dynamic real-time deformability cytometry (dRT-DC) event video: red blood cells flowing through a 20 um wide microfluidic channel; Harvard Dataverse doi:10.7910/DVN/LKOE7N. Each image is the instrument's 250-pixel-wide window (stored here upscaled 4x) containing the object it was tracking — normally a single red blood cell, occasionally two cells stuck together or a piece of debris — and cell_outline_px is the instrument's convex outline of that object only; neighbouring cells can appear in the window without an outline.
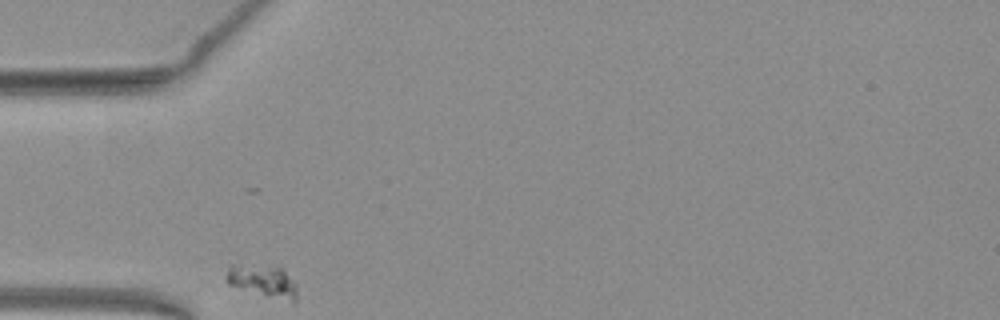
{"species": "common noctule bat (a hibernating species)", "species_latin": "Nyctalus noctula", "temperature_condition": "warm", "stored_images_in_passage": 29, "camera_frame_rate_fps": 3000, "um_per_image_px": 0.085, "animal": {"sex": "female", "body_mass_g": 19.3, "forearm_length_mm": 54.1}, "frame": {"image": 1, "passage_image": 1, "time_ms": 0.0, "image_size_px": [1000, 320], "cell_outline_px": [[296, 300], [292, 304], [240, 288], [228, 284], [224, 276], [228, 268], [232, 264], [276, 264], [296, 284]], "centroid_in_image_um": [22.33, 23.87], "position_along_channel_um": 62.7, "area_um2": 13.76}}
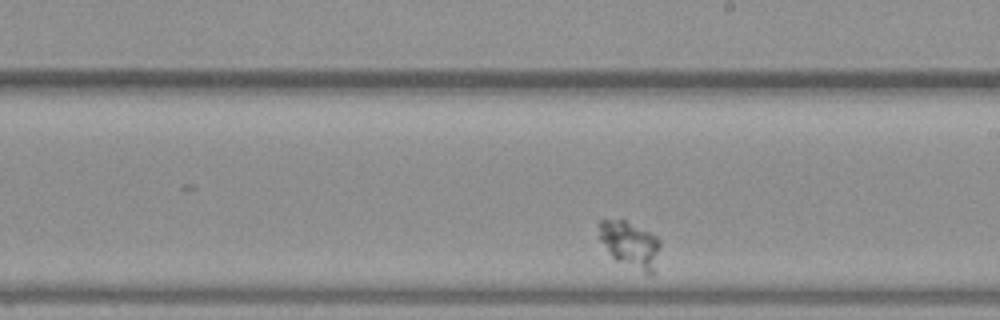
{"frame": {"image": 2, "passage_image": 17, "time_ms": 5.333, "image_size_px": [1000, 320], "cell_outline_px": [[660, 244], [656, 272], [644, 272], [616, 260], [612, 256], [600, 240], [600, 220], [604, 216], [624, 220], [656, 236], [660, 240]], "centroid_in_image_um": [53.56, 20.75], "position_along_channel_um": 235.4, "area_um2": 16.42}}
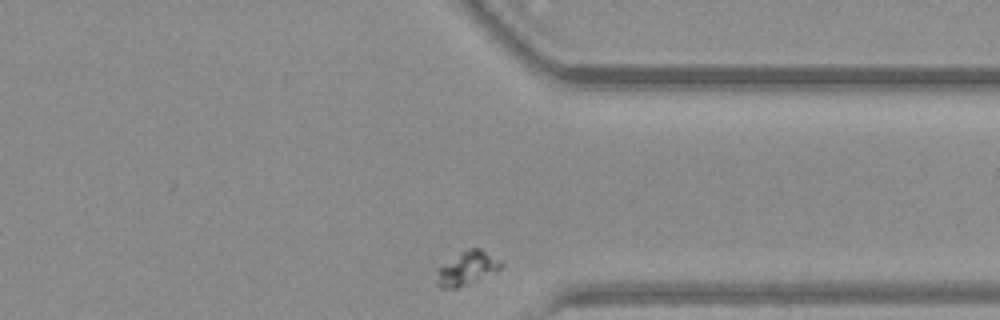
{"frame": {"image": 3, "passage_image": 29, "time_ms": 9.333, "image_size_px": [1000, 320], "cell_outline_px": [[504, 264], [500, 268], [468, 284], [456, 288], [440, 288], [436, 284], [436, 268], [460, 252], [468, 248], [480, 248]], "centroid_in_image_um": [39.61, 22.8], "position_along_channel_um": 371.8, "area_um2": 12.43}}